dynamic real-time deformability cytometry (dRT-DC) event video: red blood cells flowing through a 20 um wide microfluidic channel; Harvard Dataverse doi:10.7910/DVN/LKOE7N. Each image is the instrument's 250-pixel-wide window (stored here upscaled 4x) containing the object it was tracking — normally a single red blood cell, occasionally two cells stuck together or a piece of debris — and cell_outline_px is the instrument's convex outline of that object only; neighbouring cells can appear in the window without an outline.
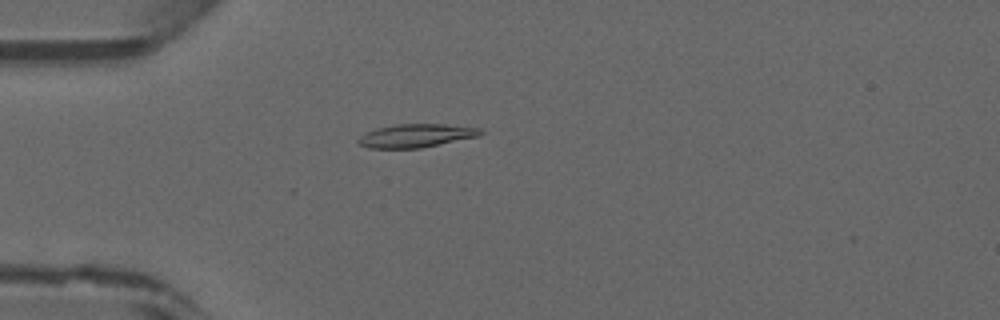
{"species": "common noctule bat (a hibernating species)", "species_latin": "Nyctalus noctula", "temperature_condition": "warm", "stored_images_in_passage": 33, "camera_frame_rate_fps": 3000, "um_per_image_px": 0.085, "animal": {"sex": "male", "forearm_length_mm": 52.5}, "frame": {"image": 1, "passage_image": 1, "time_ms": 0.0, "image_size_px": [1000, 320], "cell_outline_px": [[484, 132], [476, 136], [420, 148], [368, 148], [360, 144], [356, 140], [364, 132], [376, 128], [396, 124], [444, 124], [480, 128]], "centroid_in_image_um": [35.29, 11.52], "position_along_channel_um": 49.7, "area_um2": 16.47}}
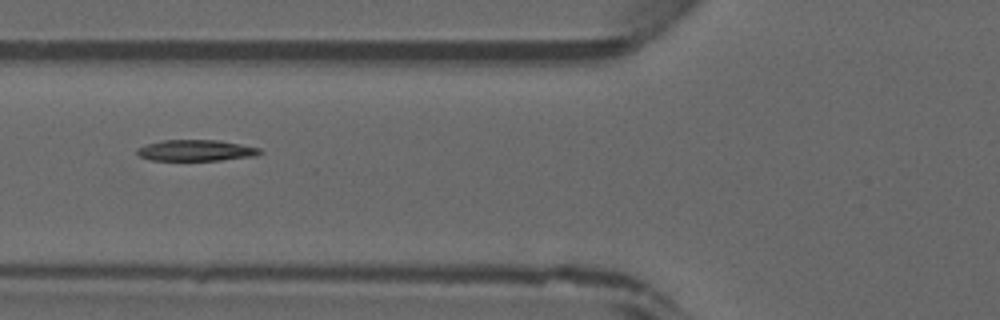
{"frame": {"image": 2, "passage_image": 6, "time_ms": 1.667, "image_size_px": [1000, 320], "cell_outline_px": [[264, 152], [256, 156], [220, 160], [152, 160], [140, 156], [136, 152], [136, 148], [148, 144], [164, 140], [220, 140], [260, 148]], "centroid_in_image_um": [16.7, 12.78], "position_along_channel_um": 109.1, "area_um2": 15.09}}
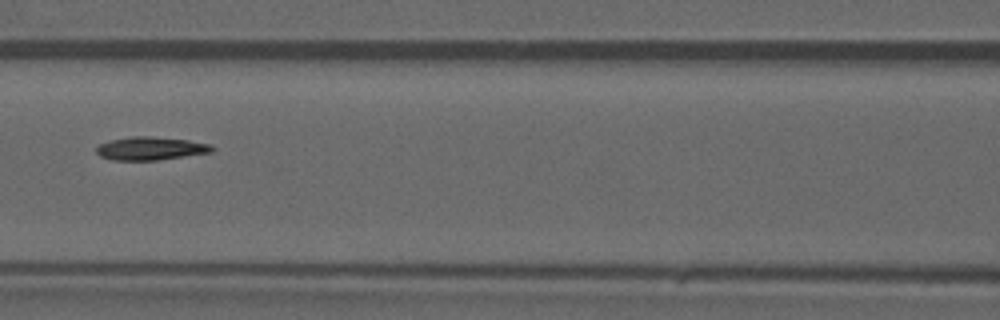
{"frame": {"image": 3, "passage_image": 9, "time_ms": 2.667, "image_size_px": [1000, 320], "cell_outline_px": [[216, 148], [212, 152], [156, 160], [112, 160], [100, 156], [96, 152], [96, 148], [100, 144], [112, 140], [132, 136], [152, 136], [188, 140], [212, 144]], "centroid_in_image_um": [12.83, 12.61], "position_along_channel_um": 153.8, "area_um2": 15.61}}